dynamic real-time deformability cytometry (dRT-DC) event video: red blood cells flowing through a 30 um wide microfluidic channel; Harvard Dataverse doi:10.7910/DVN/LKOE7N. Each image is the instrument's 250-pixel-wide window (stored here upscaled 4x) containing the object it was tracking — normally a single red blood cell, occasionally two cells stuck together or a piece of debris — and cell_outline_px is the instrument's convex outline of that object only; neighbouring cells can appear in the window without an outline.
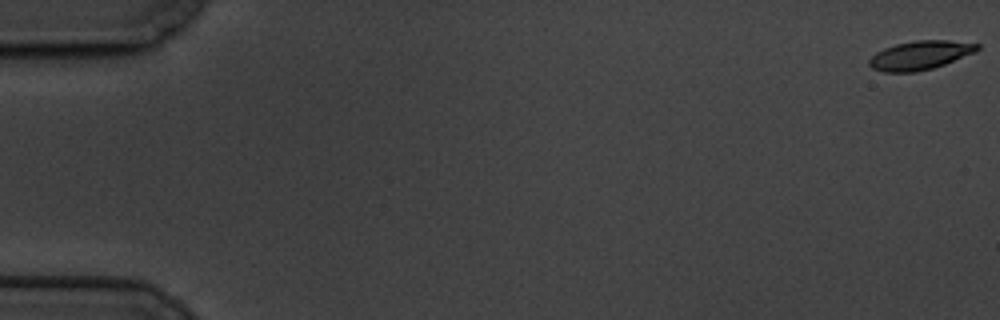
{"species": "common noctule bat (a hibernating species)", "species_latin": "Nyctalus noctula", "temperature_condition": "cold", "stored_images_in_passage": 14, "camera_frame_rate_fps": 3000, "um_per_image_px": 0.085, "animal": {"sex": "male", "body_mass_g": 19.5, "forearm_length_mm": 54.6}, "frame": {"image": 1, "passage_image": 1, "time_ms": 0.0, "image_size_px": [1000, 320], "cell_outline_px": [[980, 48], [976, 52], [944, 64], [932, 68], [916, 72], [884, 72], [872, 68], [868, 64], [868, 60], [876, 52], [884, 48], [896, 44], [916, 40], [948, 40], [980, 44]], "centroid_in_image_um": [78.2, 4.69], "position_along_channel_um": 6.8, "area_um2": 18.15}}